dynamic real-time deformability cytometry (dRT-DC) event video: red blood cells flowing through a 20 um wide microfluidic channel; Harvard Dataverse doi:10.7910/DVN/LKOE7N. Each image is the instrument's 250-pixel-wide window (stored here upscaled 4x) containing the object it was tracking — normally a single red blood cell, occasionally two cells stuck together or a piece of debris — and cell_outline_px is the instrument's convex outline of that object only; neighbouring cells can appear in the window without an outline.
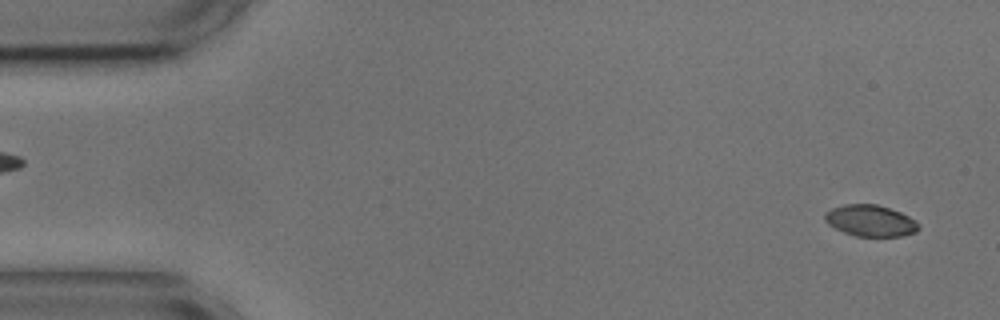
{"species": "common noctule bat (a hibernating species)", "species_latin": "Nyctalus noctula", "temperature_condition": "cold", "stored_images_in_passage": 47, "camera_frame_rate_fps": 3000, "um_per_image_px": 0.085, "animal": {"sex": "male", "body_mass_g": 17.9, "forearm_length_mm": 54.2}, "frame": {"image": 1, "passage_image": 2, "time_ms": 0.333, "image_size_px": [1000, 320], "cell_outline_px": [[920, 228], [916, 232], [900, 236], [856, 236], [844, 232], [828, 224], [824, 220], [824, 212], [832, 208], [844, 204], [876, 204], [900, 212], [916, 220], [920, 224]], "centroid_in_image_um": [73.99, 18.75], "position_along_channel_um": 11.0, "area_um2": 17.17}}
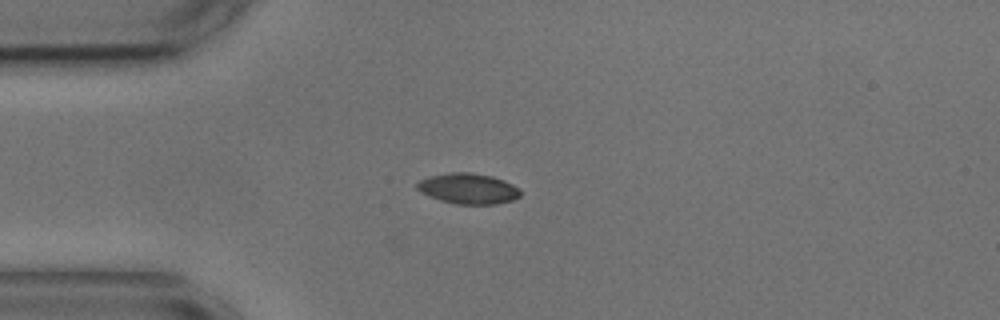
{"frame": {"image": 2, "passage_image": 13, "time_ms": 4.0, "image_size_px": [1000, 320], "cell_outline_px": [[520, 196], [512, 200], [496, 204], [456, 204], [440, 200], [428, 196], [420, 192], [416, 188], [416, 184], [420, 180], [428, 176], [452, 172], [472, 172], [492, 176], [504, 180], [520, 188]], "centroid_in_image_um": [39.79, 16.02], "position_along_channel_um": 45.2, "area_um2": 18.55}}
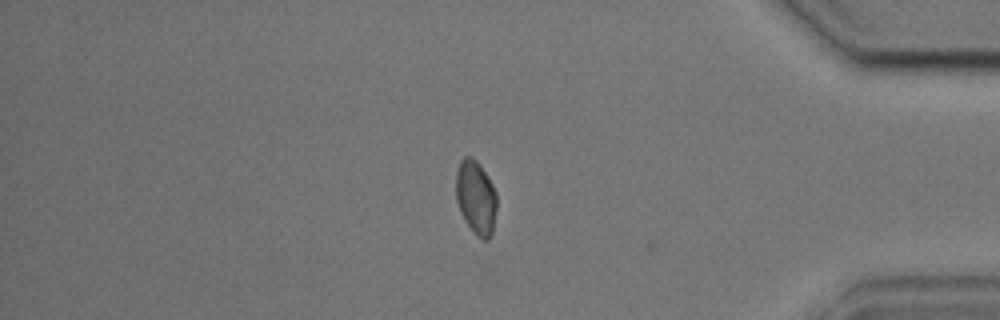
{"frame": {"image": 3, "passage_image": 46, "time_ms": 15.0, "image_size_px": [1000, 320], "cell_outline_px": [[496, 208], [492, 232], [488, 240], [484, 240], [468, 224], [460, 212], [456, 200], [456, 172], [460, 160], [464, 156], [472, 156], [480, 164], [492, 184], [496, 192]], "centroid_in_image_um": [40.44, 16.71], "position_along_channel_um": 394.8, "area_um2": 17.34}, "authors_computed_cell_mechanics": {"area_um2": 17.918, "velocity_mm_per_s": 3.5911, "shape_relaxation_time_tau1_ms": 4.1639, "shape_relaxation_time_tau2_ms": 1.4598, "deformation_change_tau1": 0.1077, "deformation_change_tau2": 0.0315}}